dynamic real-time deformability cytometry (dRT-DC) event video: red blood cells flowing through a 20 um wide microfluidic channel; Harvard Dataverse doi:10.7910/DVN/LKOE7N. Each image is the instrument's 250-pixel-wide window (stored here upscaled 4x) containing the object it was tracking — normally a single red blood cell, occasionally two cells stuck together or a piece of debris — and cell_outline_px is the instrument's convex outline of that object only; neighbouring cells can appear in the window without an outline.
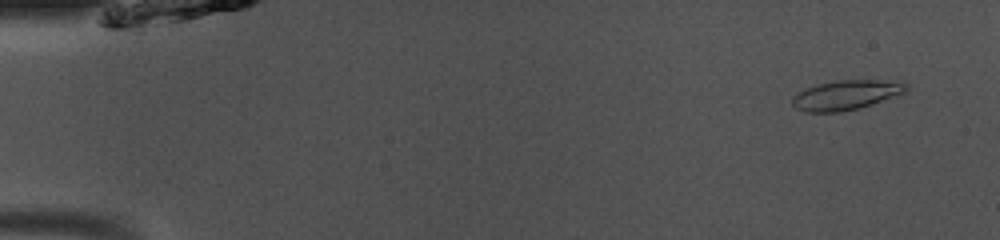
{"species": "common noctule bat (a hibernating species)", "species_latin": "Nyctalus noctula", "temperature_condition": "room temperature", "stored_images_in_passage": 50, "camera_frame_rate_fps": 3000, "um_per_image_px": 0.085, "animal": {"sex": "male", "body_mass_g": 13.0, "forearm_length_mm": 53.1}, "frame": {"image": 1, "passage_image": 4, "time_ms": 1.0, "image_size_px": [1000, 240], "cell_outline_px": [[908, 88], [904, 92], [872, 104], [860, 108], [840, 112], [804, 112], [796, 108], [792, 104], [792, 96], [804, 88], [816, 84], [836, 80], [904, 80], [908, 84]], "centroid_in_image_um": [71.91, 8.06], "position_along_channel_um": 13.1, "area_um2": 19.94}}
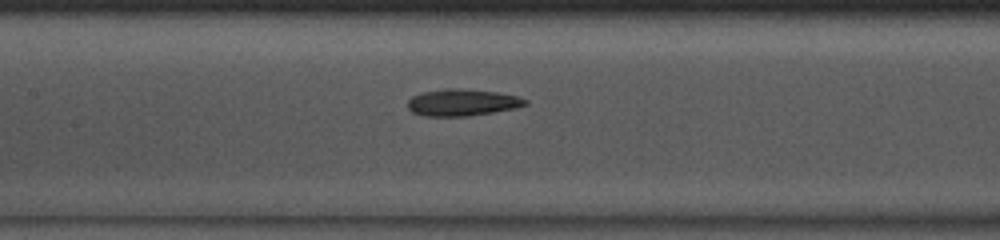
{"frame": {"image": 2, "passage_image": 24, "time_ms": 7.667, "image_size_px": [1000, 240], "cell_outline_px": [[528, 104], [516, 108], [468, 116], [428, 116], [412, 112], [408, 108], [408, 100], [412, 96], [420, 92], [444, 88], [460, 88], [496, 92], [516, 96], [528, 100]], "centroid_in_image_um": [39.27, 8.7], "position_along_channel_um": 168.1, "area_um2": 18.38}}
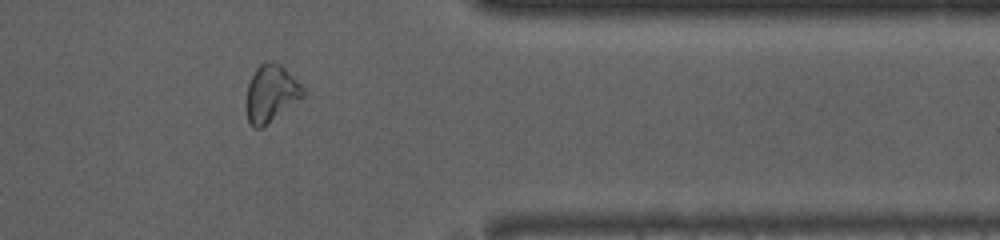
{"frame": {"image": 3, "passage_image": 41, "time_ms": 13.333, "image_size_px": [1000, 240], "cell_outline_px": [[304, 96], [260, 128], [252, 128], [248, 120], [248, 84], [256, 68], [260, 64], [272, 60], [280, 64], [304, 88]], "centroid_in_image_um": [23.04, 7.91], "position_along_channel_um": 388.4, "area_um2": 18.15}, "authors_computed_cell_mechanics": {"area_um2": 19.0451, "velocity_mm_per_s": 4.085, "shape_relaxation_time_tau1_ms": null, "shape_relaxation_time_tau2_ms": 10.0915, "deformation_change_tau1": null, "deformation_change_tau2": 0.1969}}